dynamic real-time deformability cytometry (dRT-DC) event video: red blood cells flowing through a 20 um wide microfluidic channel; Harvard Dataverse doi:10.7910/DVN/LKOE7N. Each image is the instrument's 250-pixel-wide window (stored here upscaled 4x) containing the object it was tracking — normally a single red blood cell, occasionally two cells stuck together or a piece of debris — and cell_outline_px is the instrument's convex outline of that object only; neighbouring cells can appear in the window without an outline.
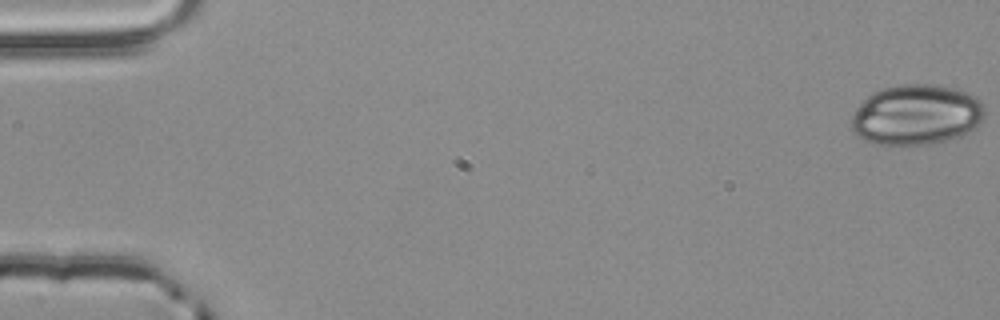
{"species": "common noctule bat (a hibernating species)", "species_latin": "Nyctalus noctula", "temperature_condition": "room temperature", "stored_images_in_passage": 54, "camera_frame_rate_fps": 3000, "um_per_image_px": 0.085, "animal": {"sex": "male", "body_mass_g": 20.4}, "frame": {"image": 1, "passage_image": 1, "time_ms": 0.0, "image_size_px": [1000, 320], "cell_outline_px": [[984, 116], [980, 124], [976, 128], [960, 136], [928, 144], [900, 148], [888, 148], [864, 140], [856, 136], [852, 132], [852, 116], [860, 104], [872, 92], [880, 88], [900, 84], [940, 84], [964, 92], [980, 100], [984, 104]], "centroid_in_image_um": [77.85, 9.8], "position_along_channel_um": 7.1, "area_um2": 47.86}}
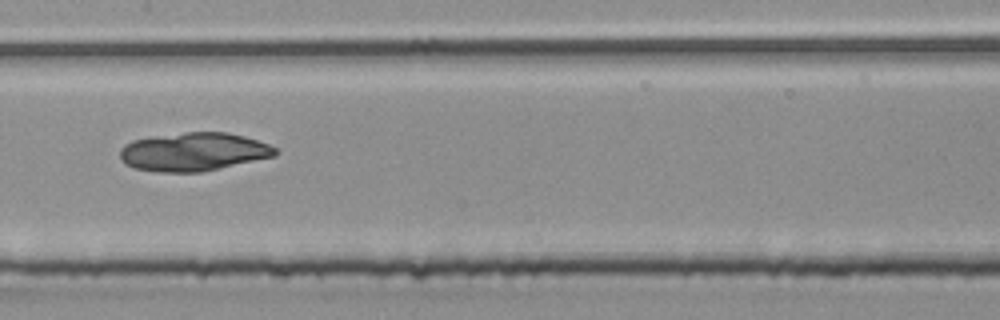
{"frame": {"image": 2, "passage_image": 28, "time_ms": 9.0, "image_size_px": [1000, 320], "cell_outline_px": [[276, 156], [220, 168], [200, 172], [160, 172], [136, 168], [124, 164], [120, 160], [120, 148], [124, 144], [132, 140], [156, 136], [184, 132], [228, 132], [244, 136], [268, 144], [276, 148]], "centroid_in_image_um": [16.43, 12.9], "position_along_channel_um": 191.0, "area_um2": 34.74}}
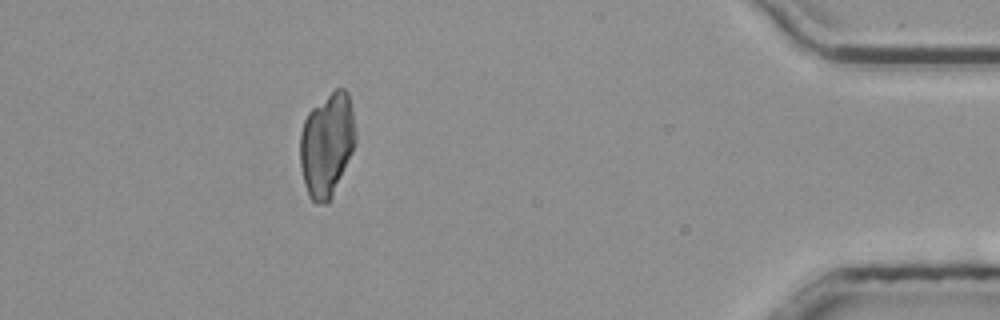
{"frame": {"image": 3, "passage_image": 49, "time_ms": 16.0, "image_size_px": [1000, 320], "cell_outline_px": [[356, 140], [352, 152], [332, 196], [328, 204], [316, 204], [308, 196], [304, 184], [300, 164], [300, 132], [304, 120], [308, 112], [312, 108], [336, 88], [344, 88], [348, 92], [352, 108], [356, 132]], "centroid_in_image_um": [27.78, 12.3], "position_along_channel_um": 407.4, "area_um2": 33.7}}